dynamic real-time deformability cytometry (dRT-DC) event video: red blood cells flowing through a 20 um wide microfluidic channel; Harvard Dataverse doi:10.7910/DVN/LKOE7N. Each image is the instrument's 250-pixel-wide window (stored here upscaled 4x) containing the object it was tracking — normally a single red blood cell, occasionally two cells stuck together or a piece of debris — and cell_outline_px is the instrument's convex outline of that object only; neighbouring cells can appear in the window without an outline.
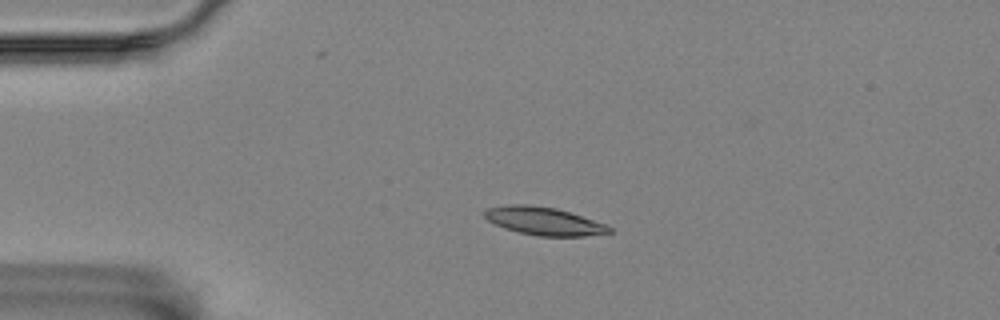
{"species": "Egyptian fruit bat (a non-hibernating species)", "species_latin": "Rousettus aegyptiacus", "temperature_condition": "room temperature", "stored_images_in_passage": 6, "camera_frame_rate_fps": 3000, "um_per_image_px": 0.085, "animal": {"sex": "female"}, "frame": {"image": 1, "passage_image": 4, "time_ms": 4.333, "image_size_px": [1000, 320], "cell_outline_px": [[612, 232], [584, 236], [536, 236], [504, 228], [488, 220], [484, 216], [484, 212], [488, 208], [508, 204], [524, 204], [556, 208], [604, 224], [612, 228]], "centroid_in_image_um": [46.2, 18.79], "position_along_channel_um": 38.8, "area_um2": 20.0}}
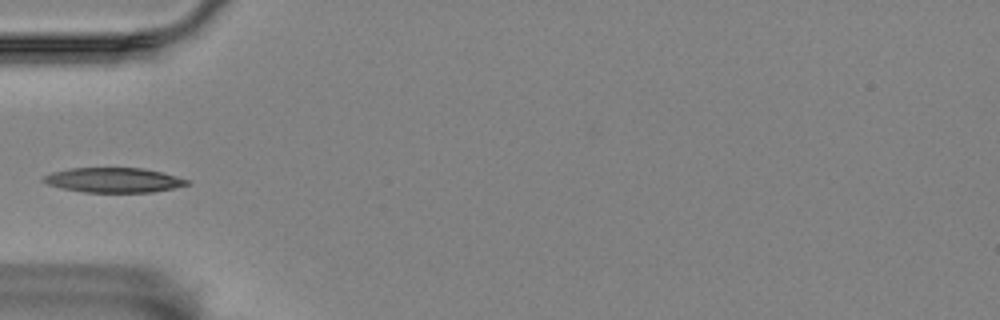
{"frame": {"image": 2, "passage_image": 6, "time_ms": 6.333, "image_size_px": [1000, 320], "cell_outline_px": [[192, 184], [152, 192], [84, 192], [64, 188], [48, 184], [40, 180], [44, 176], [52, 172], [72, 168], [144, 168], [164, 172], [192, 180]], "centroid_in_image_um": [9.74, 15.3], "position_along_channel_um": 75.3, "area_um2": 20.81}}